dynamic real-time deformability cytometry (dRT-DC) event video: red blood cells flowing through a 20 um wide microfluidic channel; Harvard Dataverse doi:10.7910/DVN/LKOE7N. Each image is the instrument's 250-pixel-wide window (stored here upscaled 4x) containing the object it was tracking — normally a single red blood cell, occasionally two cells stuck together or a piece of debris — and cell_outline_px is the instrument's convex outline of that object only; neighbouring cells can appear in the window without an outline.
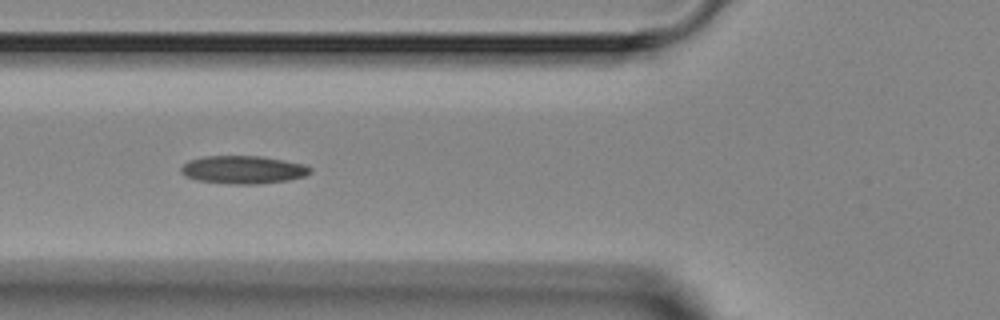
{"species": "Egyptian fruit bat (a non-hibernating species)", "species_latin": "Rousettus aegyptiacus", "temperature_condition": "room temperature", "stored_images_in_passage": 5, "camera_frame_rate_fps": 3000, "um_per_image_px": 0.085, "animal": {"sex": "female"}, "frame": {"image": 1, "passage_image": 5, "time_ms": 4.333, "image_size_px": [1000, 320], "cell_outline_px": [[312, 172], [304, 176], [288, 180], [260, 184], [232, 184], [196, 180], [184, 176], [180, 172], [180, 168], [188, 160], [204, 156], [260, 156], [284, 160], [304, 164], [312, 168]], "centroid_in_image_um": [20.65, 14.42], "position_along_channel_um": 105.1, "area_um2": 21.21}}